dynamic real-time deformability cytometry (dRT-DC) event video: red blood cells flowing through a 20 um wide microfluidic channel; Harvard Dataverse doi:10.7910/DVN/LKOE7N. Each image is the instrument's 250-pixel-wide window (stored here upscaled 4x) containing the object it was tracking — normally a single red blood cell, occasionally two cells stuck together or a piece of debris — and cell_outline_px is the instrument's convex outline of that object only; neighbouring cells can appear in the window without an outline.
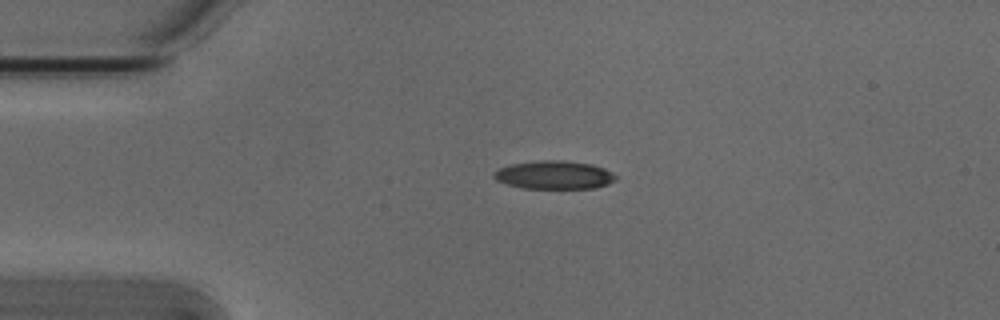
{"species": "Egyptian fruit bat (a non-hibernating species)", "species_latin": "Rousettus aegyptiacus", "temperature_condition": "cold", "stored_images_in_passage": 4, "camera_frame_rate_fps": 3000, "um_per_image_px": 0.085, "animal": {"sex": "male"}, "frame": {"image": 1, "passage_image": 2, "time_ms": 0.333, "image_size_px": [1000, 320], "cell_outline_px": [[616, 180], [608, 184], [596, 188], [520, 188], [496, 180], [492, 176], [492, 172], [500, 168], [512, 164], [540, 160], [564, 160], [592, 164], [604, 168], [612, 172], [616, 176]], "centroid_in_image_um": [47.11, 14.87], "position_along_channel_um": 37.9, "area_um2": 20.17}}